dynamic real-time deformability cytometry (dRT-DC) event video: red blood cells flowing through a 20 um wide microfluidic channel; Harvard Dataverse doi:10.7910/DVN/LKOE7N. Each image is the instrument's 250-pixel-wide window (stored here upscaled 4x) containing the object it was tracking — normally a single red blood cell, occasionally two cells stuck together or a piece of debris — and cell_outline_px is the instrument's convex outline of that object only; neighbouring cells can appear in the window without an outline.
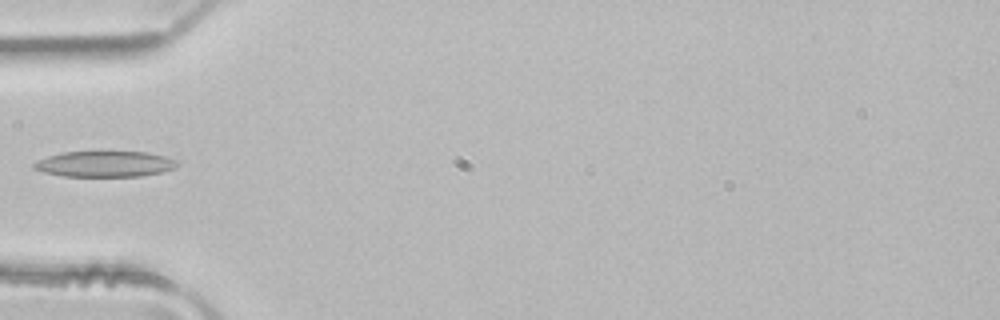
{"species": "common noctule bat (a hibernating species)", "species_latin": "Nyctalus noctula", "temperature_condition": "room temperature", "stored_images_in_passage": 2, "camera_frame_rate_fps": 3000, "um_per_image_px": 0.085, "animal": {"sex": "male", "body_mass_g": 21.5, "forearm_length_mm": 52.0}, "frame": {"image": 1, "passage_image": 2, "time_ms": 0.333, "image_size_px": [1000, 320], "cell_outline_px": [[180, 164], [176, 168], [160, 172], [140, 176], [64, 176], [44, 172], [32, 168], [32, 164], [36, 160], [48, 156], [64, 152], [108, 148], [148, 152], [168, 156], [176, 160]], "centroid_in_image_um": [8.94, 13.87], "position_along_channel_um": 76.1, "area_um2": 22.83}}